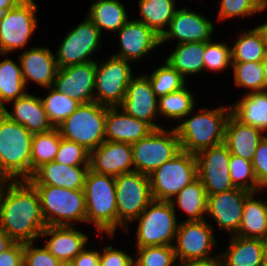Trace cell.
Returning a JSON list of instances; mask_svg holds the SVG:
<instances>
[{
  "label": "cell",
  "instance_id": "obj_28",
  "mask_svg": "<svg viewBox=\"0 0 267 266\" xmlns=\"http://www.w3.org/2000/svg\"><path fill=\"white\" fill-rule=\"evenodd\" d=\"M220 255L225 266H263L262 239L231 236L228 249Z\"/></svg>",
  "mask_w": 267,
  "mask_h": 266
},
{
  "label": "cell",
  "instance_id": "obj_38",
  "mask_svg": "<svg viewBox=\"0 0 267 266\" xmlns=\"http://www.w3.org/2000/svg\"><path fill=\"white\" fill-rule=\"evenodd\" d=\"M194 100L188 88L183 87L158 98V113L174 120H181L193 111Z\"/></svg>",
  "mask_w": 267,
  "mask_h": 266
},
{
  "label": "cell",
  "instance_id": "obj_47",
  "mask_svg": "<svg viewBox=\"0 0 267 266\" xmlns=\"http://www.w3.org/2000/svg\"><path fill=\"white\" fill-rule=\"evenodd\" d=\"M26 266H60L62 263L44 246L34 247L33 242L24 243V261Z\"/></svg>",
  "mask_w": 267,
  "mask_h": 266
},
{
  "label": "cell",
  "instance_id": "obj_25",
  "mask_svg": "<svg viewBox=\"0 0 267 266\" xmlns=\"http://www.w3.org/2000/svg\"><path fill=\"white\" fill-rule=\"evenodd\" d=\"M41 236L51 238L44 245L61 263H70L85 247L88 236L75 226H46Z\"/></svg>",
  "mask_w": 267,
  "mask_h": 266
},
{
  "label": "cell",
  "instance_id": "obj_57",
  "mask_svg": "<svg viewBox=\"0 0 267 266\" xmlns=\"http://www.w3.org/2000/svg\"><path fill=\"white\" fill-rule=\"evenodd\" d=\"M262 244H263V266H267V234L262 238Z\"/></svg>",
  "mask_w": 267,
  "mask_h": 266
},
{
  "label": "cell",
  "instance_id": "obj_26",
  "mask_svg": "<svg viewBox=\"0 0 267 266\" xmlns=\"http://www.w3.org/2000/svg\"><path fill=\"white\" fill-rule=\"evenodd\" d=\"M13 102V112L2 110L10 120L23 125L32 134L44 133L54 129L49 121L41 98L28 92Z\"/></svg>",
  "mask_w": 267,
  "mask_h": 266
},
{
  "label": "cell",
  "instance_id": "obj_7",
  "mask_svg": "<svg viewBox=\"0 0 267 266\" xmlns=\"http://www.w3.org/2000/svg\"><path fill=\"white\" fill-rule=\"evenodd\" d=\"M108 106L97 102L81 104L57 128L62 138L76 142L89 152L105 141V119Z\"/></svg>",
  "mask_w": 267,
  "mask_h": 266
},
{
  "label": "cell",
  "instance_id": "obj_53",
  "mask_svg": "<svg viewBox=\"0 0 267 266\" xmlns=\"http://www.w3.org/2000/svg\"><path fill=\"white\" fill-rule=\"evenodd\" d=\"M14 243L10 236L0 227V255Z\"/></svg>",
  "mask_w": 267,
  "mask_h": 266
},
{
  "label": "cell",
  "instance_id": "obj_35",
  "mask_svg": "<svg viewBox=\"0 0 267 266\" xmlns=\"http://www.w3.org/2000/svg\"><path fill=\"white\" fill-rule=\"evenodd\" d=\"M25 83L23 80L21 65L11 59H4L0 62V111L5 106L4 102H12L24 96Z\"/></svg>",
  "mask_w": 267,
  "mask_h": 266
},
{
  "label": "cell",
  "instance_id": "obj_34",
  "mask_svg": "<svg viewBox=\"0 0 267 266\" xmlns=\"http://www.w3.org/2000/svg\"><path fill=\"white\" fill-rule=\"evenodd\" d=\"M139 7L142 17L137 20L146 24L160 37L176 11L175 0H139Z\"/></svg>",
  "mask_w": 267,
  "mask_h": 266
},
{
  "label": "cell",
  "instance_id": "obj_29",
  "mask_svg": "<svg viewBox=\"0 0 267 266\" xmlns=\"http://www.w3.org/2000/svg\"><path fill=\"white\" fill-rule=\"evenodd\" d=\"M231 114L243 124L267 131V92H248L231 106Z\"/></svg>",
  "mask_w": 267,
  "mask_h": 266
},
{
  "label": "cell",
  "instance_id": "obj_45",
  "mask_svg": "<svg viewBox=\"0 0 267 266\" xmlns=\"http://www.w3.org/2000/svg\"><path fill=\"white\" fill-rule=\"evenodd\" d=\"M204 55V68L221 71L232 67L231 47L227 44L213 43L211 40L205 42Z\"/></svg>",
  "mask_w": 267,
  "mask_h": 266
},
{
  "label": "cell",
  "instance_id": "obj_43",
  "mask_svg": "<svg viewBox=\"0 0 267 266\" xmlns=\"http://www.w3.org/2000/svg\"><path fill=\"white\" fill-rule=\"evenodd\" d=\"M137 250L138 257L134 259V266H172L176 263L173 246H146Z\"/></svg>",
  "mask_w": 267,
  "mask_h": 266
},
{
  "label": "cell",
  "instance_id": "obj_16",
  "mask_svg": "<svg viewBox=\"0 0 267 266\" xmlns=\"http://www.w3.org/2000/svg\"><path fill=\"white\" fill-rule=\"evenodd\" d=\"M251 192L235 187L229 191L207 195V212L216 221L219 228L230 233L238 234L246 197Z\"/></svg>",
  "mask_w": 267,
  "mask_h": 266
},
{
  "label": "cell",
  "instance_id": "obj_49",
  "mask_svg": "<svg viewBox=\"0 0 267 266\" xmlns=\"http://www.w3.org/2000/svg\"><path fill=\"white\" fill-rule=\"evenodd\" d=\"M100 266H134V259L123 250L109 245L100 253Z\"/></svg>",
  "mask_w": 267,
  "mask_h": 266
},
{
  "label": "cell",
  "instance_id": "obj_30",
  "mask_svg": "<svg viewBox=\"0 0 267 266\" xmlns=\"http://www.w3.org/2000/svg\"><path fill=\"white\" fill-rule=\"evenodd\" d=\"M251 192L245 199L238 236L262 239L267 234V202L255 199Z\"/></svg>",
  "mask_w": 267,
  "mask_h": 266
},
{
  "label": "cell",
  "instance_id": "obj_2",
  "mask_svg": "<svg viewBox=\"0 0 267 266\" xmlns=\"http://www.w3.org/2000/svg\"><path fill=\"white\" fill-rule=\"evenodd\" d=\"M32 139L30 131L0 111V174L10 181L30 179Z\"/></svg>",
  "mask_w": 267,
  "mask_h": 266
},
{
  "label": "cell",
  "instance_id": "obj_32",
  "mask_svg": "<svg viewBox=\"0 0 267 266\" xmlns=\"http://www.w3.org/2000/svg\"><path fill=\"white\" fill-rule=\"evenodd\" d=\"M205 42L177 44L166 62L176 69L185 79V75H192L204 69Z\"/></svg>",
  "mask_w": 267,
  "mask_h": 266
},
{
  "label": "cell",
  "instance_id": "obj_15",
  "mask_svg": "<svg viewBox=\"0 0 267 266\" xmlns=\"http://www.w3.org/2000/svg\"><path fill=\"white\" fill-rule=\"evenodd\" d=\"M230 156L224 144L203 149L196 154L198 178L207 195L235 188L230 177Z\"/></svg>",
  "mask_w": 267,
  "mask_h": 266
},
{
  "label": "cell",
  "instance_id": "obj_23",
  "mask_svg": "<svg viewBox=\"0 0 267 266\" xmlns=\"http://www.w3.org/2000/svg\"><path fill=\"white\" fill-rule=\"evenodd\" d=\"M26 86L30 79L42 87H52L58 70L55 55L49 48L32 47L18 56Z\"/></svg>",
  "mask_w": 267,
  "mask_h": 266
},
{
  "label": "cell",
  "instance_id": "obj_50",
  "mask_svg": "<svg viewBox=\"0 0 267 266\" xmlns=\"http://www.w3.org/2000/svg\"><path fill=\"white\" fill-rule=\"evenodd\" d=\"M24 261V243L15 242L0 255V266H21Z\"/></svg>",
  "mask_w": 267,
  "mask_h": 266
},
{
  "label": "cell",
  "instance_id": "obj_11",
  "mask_svg": "<svg viewBox=\"0 0 267 266\" xmlns=\"http://www.w3.org/2000/svg\"><path fill=\"white\" fill-rule=\"evenodd\" d=\"M38 7L33 0H23L15 8L0 16V55L23 49L37 28L35 12Z\"/></svg>",
  "mask_w": 267,
  "mask_h": 266
},
{
  "label": "cell",
  "instance_id": "obj_17",
  "mask_svg": "<svg viewBox=\"0 0 267 266\" xmlns=\"http://www.w3.org/2000/svg\"><path fill=\"white\" fill-rule=\"evenodd\" d=\"M96 62L58 68L53 88L65 93L80 104L95 102Z\"/></svg>",
  "mask_w": 267,
  "mask_h": 266
},
{
  "label": "cell",
  "instance_id": "obj_48",
  "mask_svg": "<svg viewBox=\"0 0 267 266\" xmlns=\"http://www.w3.org/2000/svg\"><path fill=\"white\" fill-rule=\"evenodd\" d=\"M252 165L258 185L263 191V187H267V137L264 136L260 141Z\"/></svg>",
  "mask_w": 267,
  "mask_h": 266
},
{
  "label": "cell",
  "instance_id": "obj_27",
  "mask_svg": "<svg viewBox=\"0 0 267 266\" xmlns=\"http://www.w3.org/2000/svg\"><path fill=\"white\" fill-rule=\"evenodd\" d=\"M262 133L264 132L259 128L243 124L230 114L225 127L223 144L231 155L252 162L256 148L265 136Z\"/></svg>",
  "mask_w": 267,
  "mask_h": 266
},
{
  "label": "cell",
  "instance_id": "obj_33",
  "mask_svg": "<svg viewBox=\"0 0 267 266\" xmlns=\"http://www.w3.org/2000/svg\"><path fill=\"white\" fill-rule=\"evenodd\" d=\"M171 204L175 208L177 205L189 215L186 221L204 220V215L207 212V193L201 180L197 178L187 185L174 197Z\"/></svg>",
  "mask_w": 267,
  "mask_h": 266
},
{
  "label": "cell",
  "instance_id": "obj_42",
  "mask_svg": "<svg viewBox=\"0 0 267 266\" xmlns=\"http://www.w3.org/2000/svg\"><path fill=\"white\" fill-rule=\"evenodd\" d=\"M229 167L230 177L234 187L246 189L253 193H257L261 190L256 180L251 161L231 155Z\"/></svg>",
  "mask_w": 267,
  "mask_h": 266
},
{
  "label": "cell",
  "instance_id": "obj_55",
  "mask_svg": "<svg viewBox=\"0 0 267 266\" xmlns=\"http://www.w3.org/2000/svg\"><path fill=\"white\" fill-rule=\"evenodd\" d=\"M257 31L260 33L263 45L265 48V52L267 54V22L264 24L259 25L258 27H255Z\"/></svg>",
  "mask_w": 267,
  "mask_h": 266
},
{
  "label": "cell",
  "instance_id": "obj_37",
  "mask_svg": "<svg viewBox=\"0 0 267 266\" xmlns=\"http://www.w3.org/2000/svg\"><path fill=\"white\" fill-rule=\"evenodd\" d=\"M57 128L44 133L33 134L31 147V176L41 165L54 161L61 140Z\"/></svg>",
  "mask_w": 267,
  "mask_h": 266
},
{
  "label": "cell",
  "instance_id": "obj_44",
  "mask_svg": "<svg viewBox=\"0 0 267 266\" xmlns=\"http://www.w3.org/2000/svg\"><path fill=\"white\" fill-rule=\"evenodd\" d=\"M90 152L80 144L61 138L55 162L66 166H89Z\"/></svg>",
  "mask_w": 267,
  "mask_h": 266
},
{
  "label": "cell",
  "instance_id": "obj_40",
  "mask_svg": "<svg viewBox=\"0 0 267 266\" xmlns=\"http://www.w3.org/2000/svg\"><path fill=\"white\" fill-rule=\"evenodd\" d=\"M147 77L158 98L178 91L186 85L185 78L166 61L165 65L155 69Z\"/></svg>",
  "mask_w": 267,
  "mask_h": 266
},
{
  "label": "cell",
  "instance_id": "obj_39",
  "mask_svg": "<svg viewBox=\"0 0 267 266\" xmlns=\"http://www.w3.org/2000/svg\"><path fill=\"white\" fill-rule=\"evenodd\" d=\"M48 89L51 90L50 94L44 99L41 98V100L50 123L54 128H58L81 104L65 93L58 92L53 87H49Z\"/></svg>",
  "mask_w": 267,
  "mask_h": 266
},
{
  "label": "cell",
  "instance_id": "obj_20",
  "mask_svg": "<svg viewBox=\"0 0 267 266\" xmlns=\"http://www.w3.org/2000/svg\"><path fill=\"white\" fill-rule=\"evenodd\" d=\"M132 147L130 143L104 141L90 152L89 169L112 177L133 172Z\"/></svg>",
  "mask_w": 267,
  "mask_h": 266
},
{
  "label": "cell",
  "instance_id": "obj_14",
  "mask_svg": "<svg viewBox=\"0 0 267 266\" xmlns=\"http://www.w3.org/2000/svg\"><path fill=\"white\" fill-rule=\"evenodd\" d=\"M213 233V227L205 219L180 222L175 236L176 244H173L179 264L213 257L210 255L216 244Z\"/></svg>",
  "mask_w": 267,
  "mask_h": 266
},
{
  "label": "cell",
  "instance_id": "obj_12",
  "mask_svg": "<svg viewBox=\"0 0 267 266\" xmlns=\"http://www.w3.org/2000/svg\"><path fill=\"white\" fill-rule=\"evenodd\" d=\"M130 61L111 56L100 65L96 62L95 102L108 107L119 106L125 95L132 76Z\"/></svg>",
  "mask_w": 267,
  "mask_h": 266
},
{
  "label": "cell",
  "instance_id": "obj_24",
  "mask_svg": "<svg viewBox=\"0 0 267 266\" xmlns=\"http://www.w3.org/2000/svg\"><path fill=\"white\" fill-rule=\"evenodd\" d=\"M117 107H108L105 119V141L134 143L146 137L153 128Z\"/></svg>",
  "mask_w": 267,
  "mask_h": 266
},
{
  "label": "cell",
  "instance_id": "obj_46",
  "mask_svg": "<svg viewBox=\"0 0 267 266\" xmlns=\"http://www.w3.org/2000/svg\"><path fill=\"white\" fill-rule=\"evenodd\" d=\"M259 2L260 0H221L218 19L223 21L232 17H250L260 12Z\"/></svg>",
  "mask_w": 267,
  "mask_h": 266
},
{
  "label": "cell",
  "instance_id": "obj_8",
  "mask_svg": "<svg viewBox=\"0 0 267 266\" xmlns=\"http://www.w3.org/2000/svg\"><path fill=\"white\" fill-rule=\"evenodd\" d=\"M175 207L169 201L152 200L136 218L137 248L146 246H173L178 226Z\"/></svg>",
  "mask_w": 267,
  "mask_h": 266
},
{
  "label": "cell",
  "instance_id": "obj_21",
  "mask_svg": "<svg viewBox=\"0 0 267 266\" xmlns=\"http://www.w3.org/2000/svg\"><path fill=\"white\" fill-rule=\"evenodd\" d=\"M119 32L121 50L113 56L136 61L160 45V36L138 20H128Z\"/></svg>",
  "mask_w": 267,
  "mask_h": 266
},
{
  "label": "cell",
  "instance_id": "obj_31",
  "mask_svg": "<svg viewBox=\"0 0 267 266\" xmlns=\"http://www.w3.org/2000/svg\"><path fill=\"white\" fill-rule=\"evenodd\" d=\"M88 18L102 33V28L107 31L117 32L127 21V13L119 0H97L91 4Z\"/></svg>",
  "mask_w": 267,
  "mask_h": 266
},
{
  "label": "cell",
  "instance_id": "obj_59",
  "mask_svg": "<svg viewBox=\"0 0 267 266\" xmlns=\"http://www.w3.org/2000/svg\"><path fill=\"white\" fill-rule=\"evenodd\" d=\"M260 12L266 10L267 8V0H260L259 2Z\"/></svg>",
  "mask_w": 267,
  "mask_h": 266
},
{
  "label": "cell",
  "instance_id": "obj_5",
  "mask_svg": "<svg viewBox=\"0 0 267 266\" xmlns=\"http://www.w3.org/2000/svg\"><path fill=\"white\" fill-rule=\"evenodd\" d=\"M34 187L38 192L47 226H72V221L87 222L84 190L52 185Z\"/></svg>",
  "mask_w": 267,
  "mask_h": 266
},
{
  "label": "cell",
  "instance_id": "obj_4",
  "mask_svg": "<svg viewBox=\"0 0 267 266\" xmlns=\"http://www.w3.org/2000/svg\"><path fill=\"white\" fill-rule=\"evenodd\" d=\"M83 190L87 222L93 223L98 232L114 237L117 228L115 177L89 169Z\"/></svg>",
  "mask_w": 267,
  "mask_h": 266
},
{
  "label": "cell",
  "instance_id": "obj_60",
  "mask_svg": "<svg viewBox=\"0 0 267 266\" xmlns=\"http://www.w3.org/2000/svg\"><path fill=\"white\" fill-rule=\"evenodd\" d=\"M60 266H72L70 263H62Z\"/></svg>",
  "mask_w": 267,
  "mask_h": 266
},
{
  "label": "cell",
  "instance_id": "obj_6",
  "mask_svg": "<svg viewBox=\"0 0 267 266\" xmlns=\"http://www.w3.org/2000/svg\"><path fill=\"white\" fill-rule=\"evenodd\" d=\"M197 178L196 154L181 150L149 175L152 198L171 202L181 190Z\"/></svg>",
  "mask_w": 267,
  "mask_h": 266
},
{
  "label": "cell",
  "instance_id": "obj_36",
  "mask_svg": "<svg viewBox=\"0 0 267 266\" xmlns=\"http://www.w3.org/2000/svg\"><path fill=\"white\" fill-rule=\"evenodd\" d=\"M231 48L232 63L261 62L266 55L260 33L256 28L244 30Z\"/></svg>",
  "mask_w": 267,
  "mask_h": 266
},
{
  "label": "cell",
  "instance_id": "obj_22",
  "mask_svg": "<svg viewBox=\"0 0 267 266\" xmlns=\"http://www.w3.org/2000/svg\"><path fill=\"white\" fill-rule=\"evenodd\" d=\"M89 166H66L55 161L38 167L28 180L33 186H57L83 190Z\"/></svg>",
  "mask_w": 267,
  "mask_h": 266
},
{
  "label": "cell",
  "instance_id": "obj_1",
  "mask_svg": "<svg viewBox=\"0 0 267 266\" xmlns=\"http://www.w3.org/2000/svg\"><path fill=\"white\" fill-rule=\"evenodd\" d=\"M10 182L0 199V227L14 242H33L47 226L38 192L28 180Z\"/></svg>",
  "mask_w": 267,
  "mask_h": 266
},
{
  "label": "cell",
  "instance_id": "obj_51",
  "mask_svg": "<svg viewBox=\"0 0 267 266\" xmlns=\"http://www.w3.org/2000/svg\"><path fill=\"white\" fill-rule=\"evenodd\" d=\"M70 264L72 266H100V252L84 248Z\"/></svg>",
  "mask_w": 267,
  "mask_h": 266
},
{
  "label": "cell",
  "instance_id": "obj_19",
  "mask_svg": "<svg viewBox=\"0 0 267 266\" xmlns=\"http://www.w3.org/2000/svg\"><path fill=\"white\" fill-rule=\"evenodd\" d=\"M214 24L206 17L190 11L187 7L176 9L166 30L160 37V44L169 39H177L178 44L193 42H208L214 32Z\"/></svg>",
  "mask_w": 267,
  "mask_h": 266
},
{
  "label": "cell",
  "instance_id": "obj_52",
  "mask_svg": "<svg viewBox=\"0 0 267 266\" xmlns=\"http://www.w3.org/2000/svg\"><path fill=\"white\" fill-rule=\"evenodd\" d=\"M181 266H225V264L222 256L218 254L217 256L208 259L188 261L182 263Z\"/></svg>",
  "mask_w": 267,
  "mask_h": 266
},
{
  "label": "cell",
  "instance_id": "obj_54",
  "mask_svg": "<svg viewBox=\"0 0 267 266\" xmlns=\"http://www.w3.org/2000/svg\"><path fill=\"white\" fill-rule=\"evenodd\" d=\"M23 0H0V16L10 10L15 8Z\"/></svg>",
  "mask_w": 267,
  "mask_h": 266
},
{
  "label": "cell",
  "instance_id": "obj_56",
  "mask_svg": "<svg viewBox=\"0 0 267 266\" xmlns=\"http://www.w3.org/2000/svg\"><path fill=\"white\" fill-rule=\"evenodd\" d=\"M9 182H10V180L6 176L0 174V199H1V196H2L4 189L6 187V184Z\"/></svg>",
  "mask_w": 267,
  "mask_h": 266
},
{
  "label": "cell",
  "instance_id": "obj_3",
  "mask_svg": "<svg viewBox=\"0 0 267 266\" xmlns=\"http://www.w3.org/2000/svg\"><path fill=\"white\" fill-rule=\"evenodd\" d=\"M189 119H181L174 127L182 151L197 154L199 151L224 143L225 127L231 114V107L202 109Z\"/></svg>",
  "mask_w": 267,
  "mask_h": 266
},
{
  "label": "cell",
  "instance_id": "obj_9",
  "mask_svg": "<svg viewBox=\"0 0 267 266\" xmlns=\"http://www.w3.org/2000/svg\"><path fill=\"white\" fill-rule=\"evenodd\" d=\"M134 171L150 175L180 151V142L174 128L153 129L146 137L131 144Z\"/></svg>",
  "mask_w": 267,
  "mask_h": 266
},
{
  "label": "cell",
  "instance_id": "obj_10",
  "mask_svg": "<svg viewBox=\"0 0 267 266\" xmlns=\"http://www.w3.org/2000/svg\"><path fill=\"white\" fill-rule=\"evenodd\" d=\"M117 227H126L146 209L153 200L149 176L137 171L123 173L115 177Z\"/></svg>",
  "mask_w": 267,
  "mask_h": 266
},
{
  "label": "cell",
  "instance_id": "obj_18",
  "mask_svg": "<svg viewBox=\"0 0 267 266\" xmlns=\"http://www.w3.org/2000/svg\"><path fill=\"white\" fill-rule=\"evenodd\" d=\"M118 107L130 116L145 121L153 129L162 128L154 121L158 118V97L147 75L131 78L126 95Z\"/></svg>",
  "mask_w": 267,
  "mask_h": 266
},
{
  "label": "cell",
  "instance_id": "obj_41",
  "mask_svg": "<svg viewBox=\"0 0 267 266\" xmlns=\"http://www.w3.org/2000/svg\"><path fill=\"white\" fill-rule=\"evenodd\" d=\"M235 84L250 88V92L265 91L264 70L261 62L232 63Z\"/></svg>",
  "mask_w": 267,
  "mask_h": 266
},
{
  "label": "cell",
  "instance_id": "obj_13",
  "mask_svg": "<svg viewBox=\"0 0 267 266\" xmlns=\"http://www.w3.org/2000/svg\"><path fill=\"white\" fill-rule=\"evenodd\" d=\"M101 32L86 18L62 40L55 54L58 68L96 62L89 56L100 46Z\"/></svg>",
  "mask_w": 267,
  "mask_h": 266
},
{
  "label": "cell",
  "instance_id": "obj_58",
  "mask_svg": "<svg viewBox=\"0 0 267 266\" xmlns=\"http://www.w3.org/2000/svg\"><path fill=\"white\" fill-rule=\"evenodd\" d=\"M263 70H264V80H265V90L267 87V54L265 55V58L261 61Z\"/></svg>",
  "mask_w": 267,
  "mask_h": 266
}]
</instances>
